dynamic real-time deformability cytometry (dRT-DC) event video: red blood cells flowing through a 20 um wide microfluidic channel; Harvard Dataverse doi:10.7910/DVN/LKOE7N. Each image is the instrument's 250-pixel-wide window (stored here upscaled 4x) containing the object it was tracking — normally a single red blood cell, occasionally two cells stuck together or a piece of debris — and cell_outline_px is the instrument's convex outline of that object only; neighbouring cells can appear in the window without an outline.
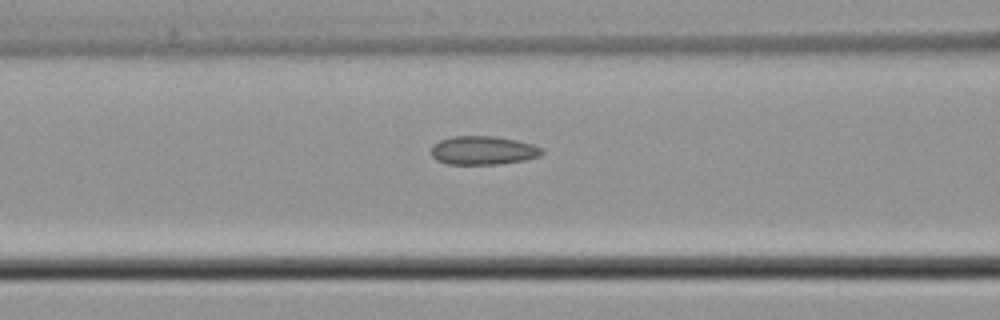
{"species": "common noctule bat (a hibernating species)", "species_latin": "Nyctalus noctula", "temperature_condition": "cold", "stored_images_in_passage": 18, "camera_frame_rate_fps": 3000, "um_per_image_px": 0.085, "animal": {"sex": "male", "body_mass_g": 21.5, "forearm_length_mm": 52.0}, "frame": {"image": 1, "passage_image": 16, "time_ms": 5.0, "image_size_px": [1000, 320], "cell_outline_px": [[544, 152], [536, 156], [524, 160], [500, 164], [448, 164], [436, 160], [432, 156], [432, 144], [440, 140], [452, 136], [492, 136], [516, 140], [532, 144], [544, 148]], "centroid_in_image_um": [41.04, 12.78], "position_along_channel_um": 125.6, "area_um2": 18.44}}